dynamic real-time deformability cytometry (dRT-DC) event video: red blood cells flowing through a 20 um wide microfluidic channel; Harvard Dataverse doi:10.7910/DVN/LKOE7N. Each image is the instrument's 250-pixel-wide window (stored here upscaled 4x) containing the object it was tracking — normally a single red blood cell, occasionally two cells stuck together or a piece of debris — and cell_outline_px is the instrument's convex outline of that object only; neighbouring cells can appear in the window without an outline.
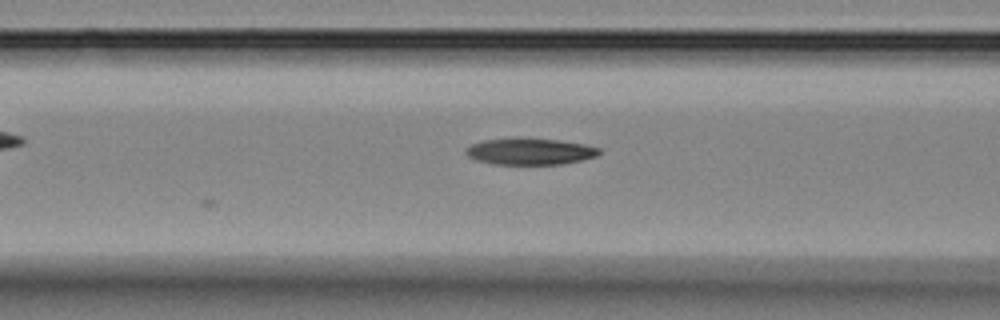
{"species": "Egyptian fruit bat (a non-hibernating species)", "species_latin": "Rousettus aegyptiacus", "temperature_condition": "room temperature", "stored_images_in_passage": 3, "camera_frame_rate_fps": 3000, "um_per_image_px": 0.085, "animal": {"sex": "female"}, "frame": {"image": 1, "passage_image": 3, "time_ms": 2.333, "image_size_px": [1000, 320], "cell_outline_px": [[600, 152], [596, 156], [580, 160], [560, 164], [492, 164], [476, 160], [468, 156], [464, 152], [464, 148], [472, 144], [484, 140], [556, 140], [584, 144], [600, 148]], "centroid_in_image_um": [45.02, 12.91], "position_along_channel_um": 121.6, "area_um2": 19.83}}